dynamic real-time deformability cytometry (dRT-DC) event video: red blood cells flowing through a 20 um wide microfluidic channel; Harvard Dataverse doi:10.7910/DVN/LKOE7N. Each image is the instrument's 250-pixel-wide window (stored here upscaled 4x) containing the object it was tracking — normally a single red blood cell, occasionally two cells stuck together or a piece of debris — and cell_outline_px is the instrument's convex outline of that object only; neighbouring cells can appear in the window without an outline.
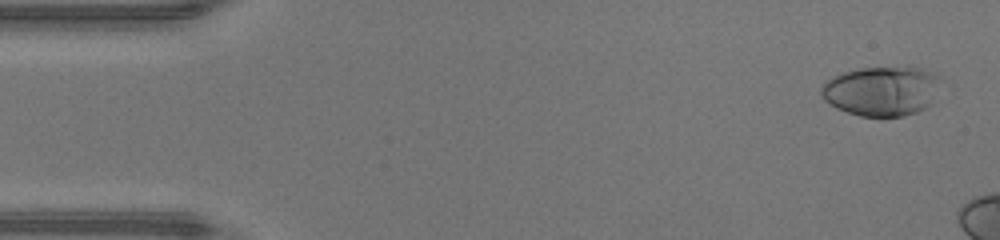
{"species": "human", "species_latin": "Homo sapiens", "temperature_condition": "warm", "stored_images_in_passage": 11, "camera_frame_rate_fps": 3000, "um_per_image_px": 0.085, "donor": {"sex": "male"}, "frame": {"image": 1, "passage_image": 2, "time_ms": 0.333, "image_size_px": [1000, 240], "cell_outline_px": [[940, 80], [928, 104], [924, 108], [916, 112], [904, 116], [860, 116], [836, 108], [824, 100], [820, 96], [820, 88], [832, 76], [856, 68], [912, 64], [932, 72], [940, 76]], "centroid_in_image_um": [74.91, 7.68], "position_along_channel_um": 10.1, "area_um2": 35.03}}